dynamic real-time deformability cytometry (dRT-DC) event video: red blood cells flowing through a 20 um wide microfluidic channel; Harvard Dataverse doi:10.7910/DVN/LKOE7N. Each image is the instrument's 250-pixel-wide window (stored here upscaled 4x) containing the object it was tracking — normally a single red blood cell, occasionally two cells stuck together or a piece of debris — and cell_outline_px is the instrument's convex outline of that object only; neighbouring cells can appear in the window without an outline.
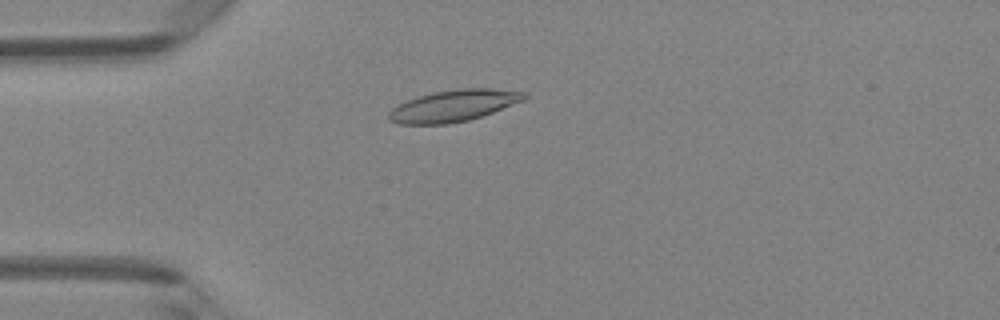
{"species": "Egyptian fruit bat (a non-hibernating species)", "species_latin": "Rousettus aegyptiacus", "temperature_condition": "room temperature", "stored_images_in_passage": 4, "camera_frame_rate_fps": 3000, "um_per_image_px": 0.085, "animal": {"sex": "female"}, "frame": {"image": 1, "passage_image": 4, "time_ms": 1.0, "image_size_px": [1000, 320], "cell_outline_px": [[528, 96], [524, 100], [492, 112], [468, 120], [448, 124], [400, 124], [392, 120], [388, 116], [388, 112], [392, 108], [408, 100], [432, 92], [460, 88], [492, 88], [524, 92]], "centroid_in_image_um": [38.57, 8.98], "position_along_channel_um": 46.4, "area_um2": 24.62}}